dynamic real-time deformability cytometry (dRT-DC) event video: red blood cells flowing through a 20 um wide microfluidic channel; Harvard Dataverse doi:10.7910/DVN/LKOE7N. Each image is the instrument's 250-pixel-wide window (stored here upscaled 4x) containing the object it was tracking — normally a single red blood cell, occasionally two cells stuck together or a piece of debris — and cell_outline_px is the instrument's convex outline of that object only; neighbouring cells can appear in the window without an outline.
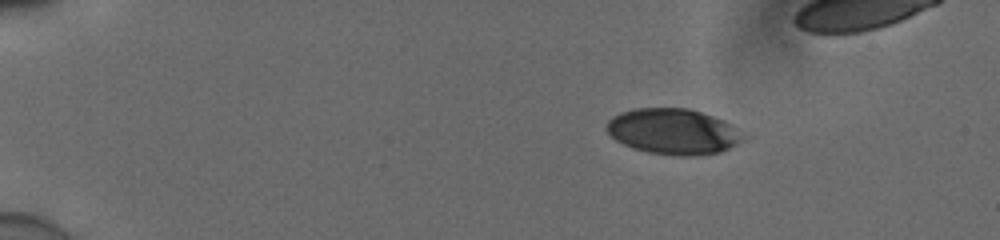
{"species": "human", "species_latin": "Homo sapiens", "temperature_condition": "cold", "stored_images_in_passage": 43, "camera_frame_rate_fps": 3000, "um_per_image_px": 0.085, "donor": {"sex": "male"}, "frame": {"image": 1, "passage_image": 1, "time_ms": 0.0, "image_size_px": [1000, 240], "cell_outline_px": [[744, 140], [720, 152], [696, 156], [676, 156], [648, 152], [632, 148], [616, 140], [608, 132], [608, 120], [612, 116], [620, 112], [632, 108], [688, 108], [724, 120], [732, 124], [736, 128]], "centroid_in_image_um": [57.2, 11.18], "position_along_channel_um": 27.8, "area_um2": 36.24}}
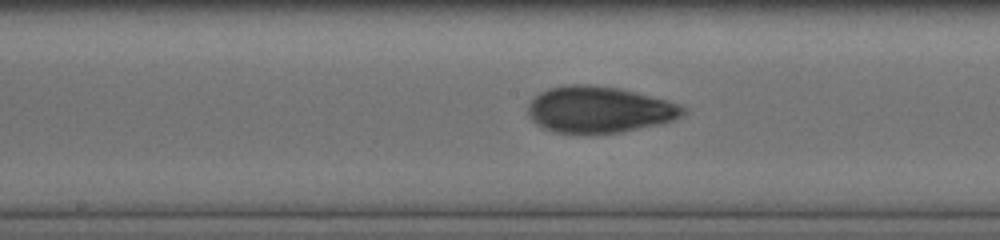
{"frame": {"image": 2, "passage_image": 22, "time_ms": 7.0, "image_size_px": [1000, 240], "cell_outline_px": [[688, 112], [676, 120], [660, 124], [620, 132], [588, 136], [556, 132], [544, 128], [532, 120], [528, 116], [528, 104], [540, 92], [548, 88], [568, 84], [588, 84], [620, 88], [684, 104]], "centroid_in_image_um": [50.98, 9.33], "position_along_channel_um": 197.2, "area_um2": 42.89}}
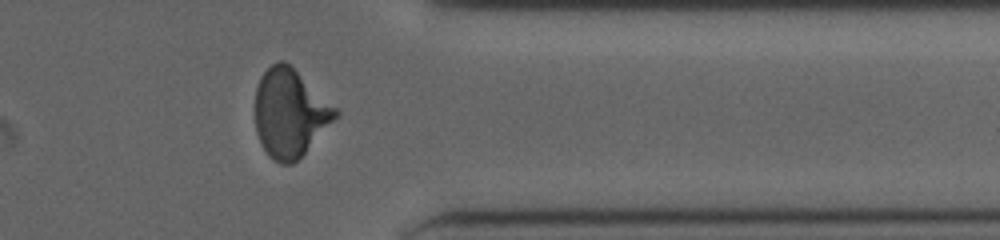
{"frame": {"image": 3, "passage_image": 37, "time_ms": 12.0, "image_size_px": [1000, 240], "cell_outline_px": [[340, 116], [292, 164], [280, 164], [268, 156], [260, 144], [256, 132], [256, 88], [260, 76], [272, 64], [280, 60], [284, 60], [336, 108], [340, 112]], "centroid_in_image_um": [24.63, 9.63], "position_along_channel_um": 386.8, "area_um2": 40.81}}